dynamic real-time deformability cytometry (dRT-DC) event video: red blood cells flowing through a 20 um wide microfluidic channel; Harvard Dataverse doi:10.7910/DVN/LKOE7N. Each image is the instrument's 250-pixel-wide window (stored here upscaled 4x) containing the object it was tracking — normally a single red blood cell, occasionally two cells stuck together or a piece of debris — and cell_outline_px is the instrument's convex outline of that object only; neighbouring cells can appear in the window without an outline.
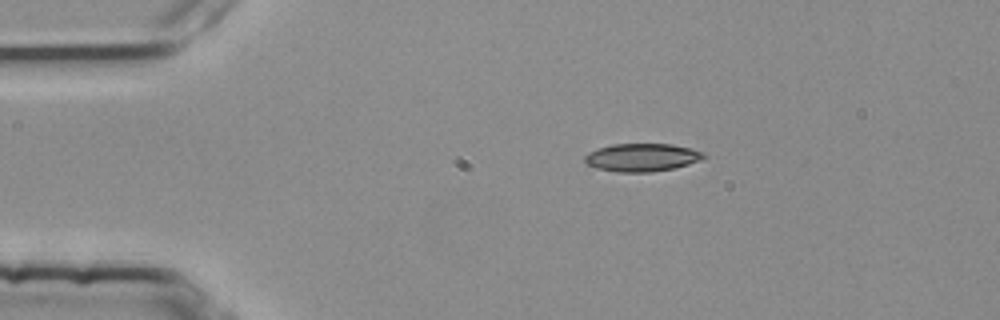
{"species": "common noctule bat (a hibernating species)", "species_latin": "Nyctalus noctula", "temperature_condition": "room temperature", "stored_images_in_passage": 45, "camera_frame_rate_fps": 3000, "um_per_image_px": 0.085, "animal": {"sex": "female", "body_mass_g": 25.1}, "frame": {"image": 1, "passage_image": 1, "time_ms": 0.0, "image_size_px": [1000, 320], "cell_outline_px": [[704, 156], [700, 160], [688, 164], [672, 168], [652, 172], [616, 172], [596, 168], [588, 164], [584, 160], [584, 156], [588, 152], [596, 148], [612, 144], [672, 144], [692, 148], [704, 152]], "centroid_in_image_um": [54.53, 13.37], "position_along_channel_um": 30.5, "area_um2": 19.42}}
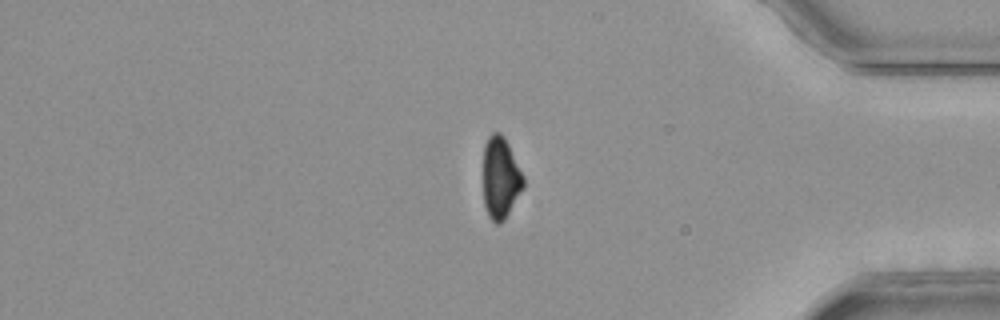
{"frame": {"image": 2, "passage_image": 36, "time_ms": 11.667, "image_size_px": [1000, 320], "cell_outline_px": [[524, 188], [504, 220], [500, 224], [496, 224], [488, 216], [484, 204], [484, 144], [488, 136], [492, 132], [500, 132], [504, 136], [524, 176]], "centroid_in_image_um": [42.55, 15.12], "position_along_channel_um": 392.6, "area_um2": 19.19}}
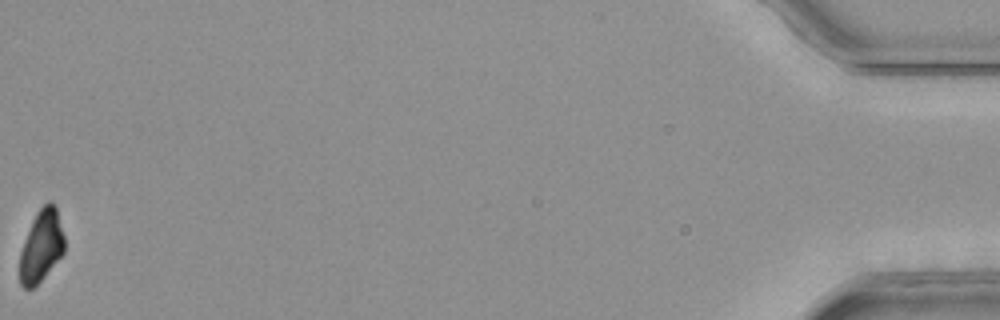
{"frame": {"image": 3, "passage_image": 45, "time_ms": 14.667, "image_size_px": [1000, 320], "cell_outline_px": [[64, 252], [44, 276], [32, 288], [24, 288], [20, 284], [20, 252], [24, 240], [32, 220], [36, 212], [48, 200], [56, 208], [64, 236]], "centroid_in_image_um": [3.5, 20.89], "position_along_channel_um": 431.7, "area_um2": 18.38}, "authors_computed_cell_mechanics": {"area_um2": 19.9988, "velocity_mm_per_s": 3.7994, "shape_relaxation_time_tau1_ms": 10.36, "shape_relaxation_time_tau2_ms": 4.7756, "deformation_change_tau1": 0.2266, "deformation_change_tau2": 0.0989}}